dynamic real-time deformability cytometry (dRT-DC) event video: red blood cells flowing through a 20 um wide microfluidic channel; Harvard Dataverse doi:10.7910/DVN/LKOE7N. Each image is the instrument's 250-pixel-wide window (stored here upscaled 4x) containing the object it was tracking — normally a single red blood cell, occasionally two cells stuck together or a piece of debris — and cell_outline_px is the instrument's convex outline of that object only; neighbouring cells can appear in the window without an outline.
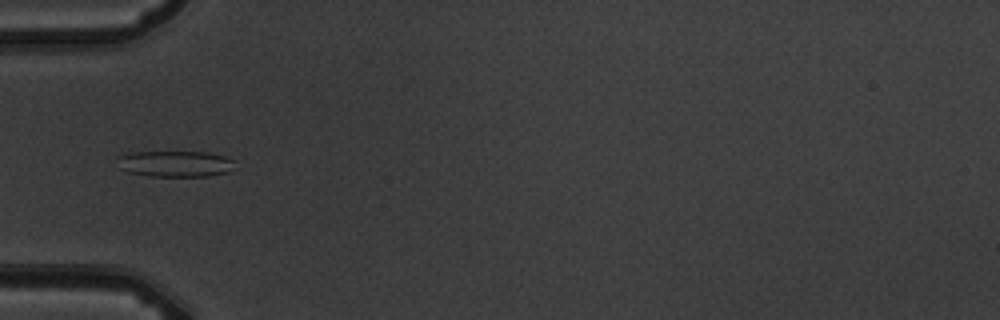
{"species": "common noctule bat (a hibernating species)", "species_latin": "Nyctalus noctula", "temperature_condition": "warm", "stored_images_in_passage": 8, "camera_frame_rate_fps": 3000, "um_per_image_px": 0.085, "animal": {"sex": "male", "body_mass_g": 19.5, "forearm_length_mm": 54.6}, "frame": {"image": 1, "passage_image": 5, "time_ms": 5.333, "image_size_px": [1000, 320], "cell_outline_px": [[236, 160], [228, 172], [208, 176], [152, 176], [128, 172], [120, 168], [116, 156], [132, 152], [204, 152], [224, 156]], "centroid_in_image_um": [14.87, 13.91], "position_along_channel_um": 70.1, "area_um2": 17.8}}
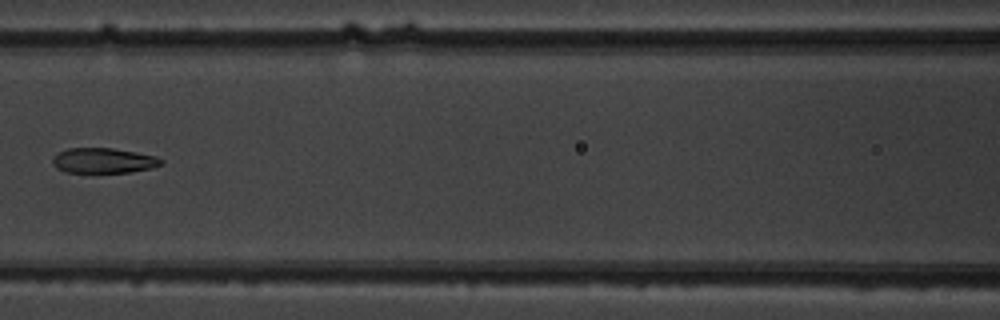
{"frame": {"image": 2, "passage_image": 7, "time_ms": 7.667, "image_size_px": [1000, 320], "cell_outline_px": [[164, 164], [152, 168], [128, 172], [64, 172], [56, 168], [52, 164], [52, 160], [60, 152], [68, 148], [112, 148], [136, 152], [156, 156], [164, 160]], "centroid_in_image_um": [8.83, 13.65], "position_along_channel_um": 157.8, "area_um2": 15.9}}
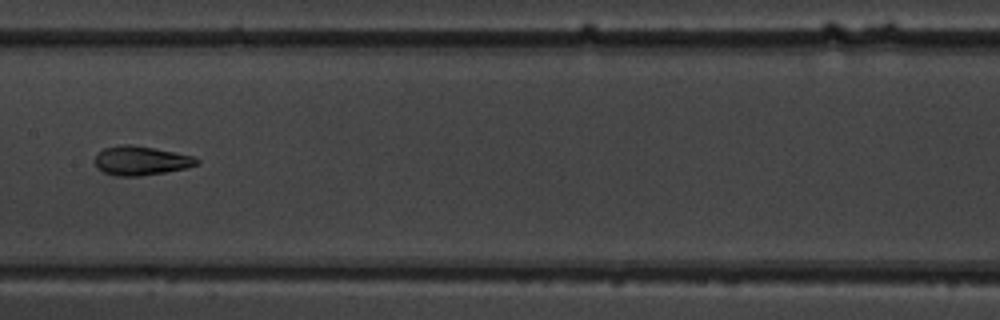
{"frame": {"image": 3, "passage_image": 8, "time_ms": 8.667, "image_size_px": [1000, 320], "cell_outline_px": [[200, 160], [196, 164], [184, 168], [164, 172], [140, 176], [116, 176], [104, 172], [96, 168], [96, 156], [104, 148], [120, 144], [132, 144], [156, 148], [192, 156]], "centroid_in_image_um": [11.95, 13.64], "position_along_channel_um": 195.5, "area_um2": 17.11}}